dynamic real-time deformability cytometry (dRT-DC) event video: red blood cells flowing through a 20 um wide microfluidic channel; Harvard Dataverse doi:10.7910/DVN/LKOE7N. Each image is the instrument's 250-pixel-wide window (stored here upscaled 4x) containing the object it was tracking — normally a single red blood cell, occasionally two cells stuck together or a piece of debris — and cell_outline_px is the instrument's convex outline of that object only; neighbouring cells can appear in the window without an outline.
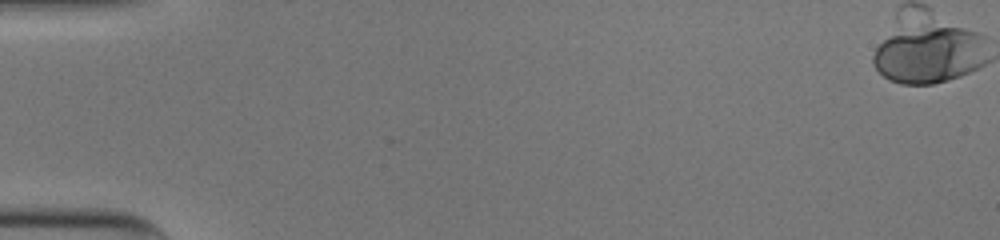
{"species": "human", "species_latin": "Homo sapiens", "temperature_condition": "cold", "stored_images_in_passage": 54, "camera_frame_rate_fps": 3000, "um_per_image_px": 0.085, "donor": {"sex": "male"}, "frame": {"image": 1, "passage_image": 1, "time_ms": 0.0, "image_size_px": [1000, 240], "cell_outline_px": [[972, 68], [956, 76], [944, 80], [928, 84], [908, 84], [892, 80], [884, 76], [876, 68], [876, 52], [880, 44], [896, 36], [936, 28], [956, 28], [960, 32]], "centroid_in_image_um": [78.5, 4.82], "position_along_channel_um": 6.5, "area_um2": 30.35}}
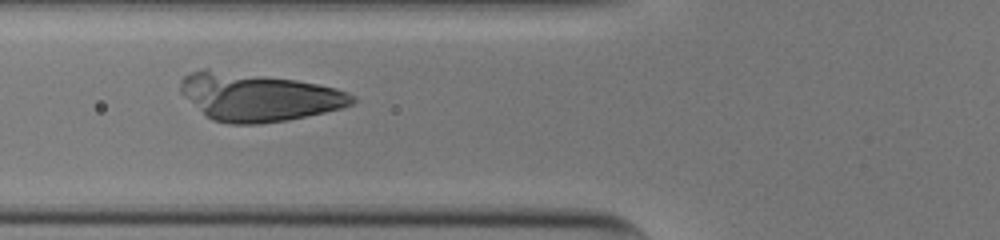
{"frame": {"image": 2, "passage_image": 22, "time_ms": 7.0, "image_size_px": [1000, 240], "cell_outline_px": [[352, 100], [348, 104], [336, 108], [320, 112], [280, 120], [216, 120], [208, 116], [204, 112], [216, 96], [228, 84], [236, 80], [292, 80], [332, 88], [344, 92]], "centroid_in_image_um": [23.23, 8.53], "position_along_channel_um": 102.6, "area_um2": 32.43}}
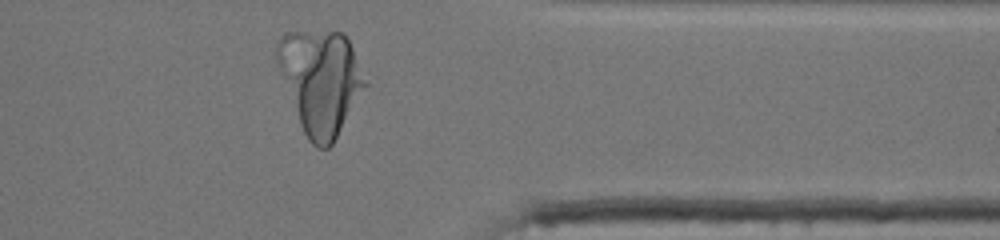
{"frame": {"image": 3, "passage_image": 44, "time_ms": 14.333, "image_size_px": [1000, 240], "cell_outline_px": [[352, 84], [344, 112], [336, 136], [332, 144], [328, 148], [320, 148], [308, 136], [300, 120], [300, 72], [324, 40], [332, 32], [340, 32], [348, 40], [352, 52]], "centroid_in_image_um": [27.71, 7.59], "position_along_channel_um": 383.7, "area_um2": 32.31}}